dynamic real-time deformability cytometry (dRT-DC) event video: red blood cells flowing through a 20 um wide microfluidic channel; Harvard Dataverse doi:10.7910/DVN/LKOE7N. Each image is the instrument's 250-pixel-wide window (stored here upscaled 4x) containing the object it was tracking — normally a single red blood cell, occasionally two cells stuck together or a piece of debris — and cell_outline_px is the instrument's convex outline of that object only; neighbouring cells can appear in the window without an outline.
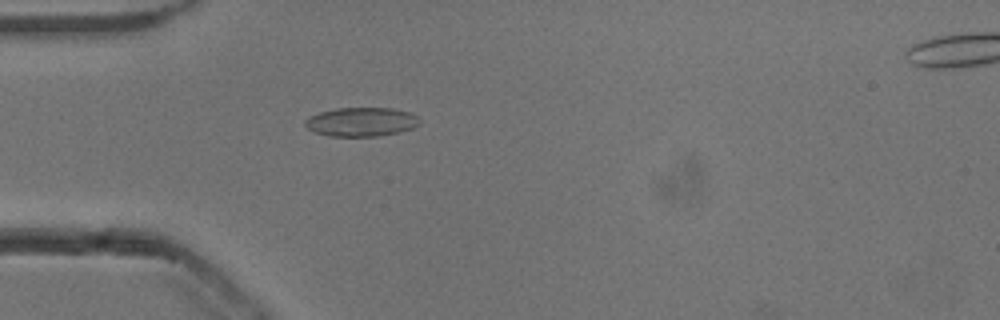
{"species": "common noctule bat (a hibernating species)", "species_latin": "Nyctalus noctula", "temperature_condition": "cold", "stored_images_in_passage": 47, "camera_frame_rate_fps": 3000, "um_per_image_px": 0.085, "animal": {"sex": "male", "body_mass_g": 13.3}, "frame": {"image": 1, "passage_image": 9, "time_ms": 2.667, "image_size_px": [1000, 320], "cell_outline_px": [[420, 124], [412, 128], [396, 132], [376, 136], [332, 136], [316, 132], [308, 128], [304, 124], [304, 120], [320, 112], [336, 108], [392, 108], [412, 112], [420, 120]], "centroid_in_image_um": [30.74, 10.34], "position_along_channel_um": 54.3, "area_um2": 19.13}}
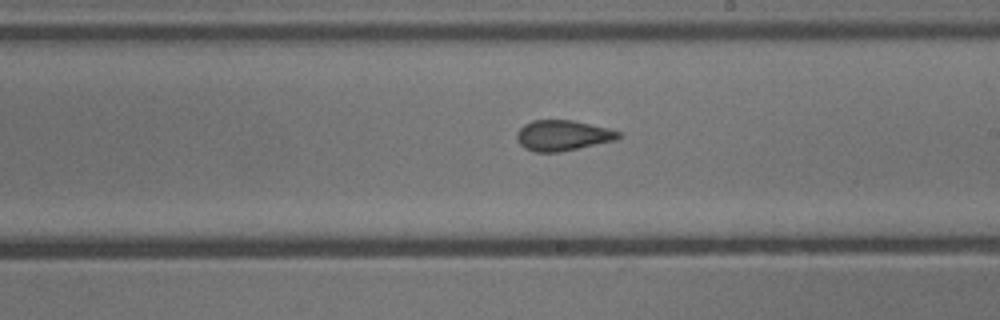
{"frame": {"image": 2, "passage_image": 24, "time_ms": 7.667, "image_size_px": [1000, 320], "cell_outline_px": [[620, 136], [616, 140], [560, 152], [536, 152], [524, 148], [520, 144], [516, 136], [516, 132], [524, 124], [532, 120], [572, 120], [608, 128], [620, 132]], "centroid_in_image_um": [47.8, 11.51], "position_along_channel_um": 241.2, "area_um2": 18.03}}
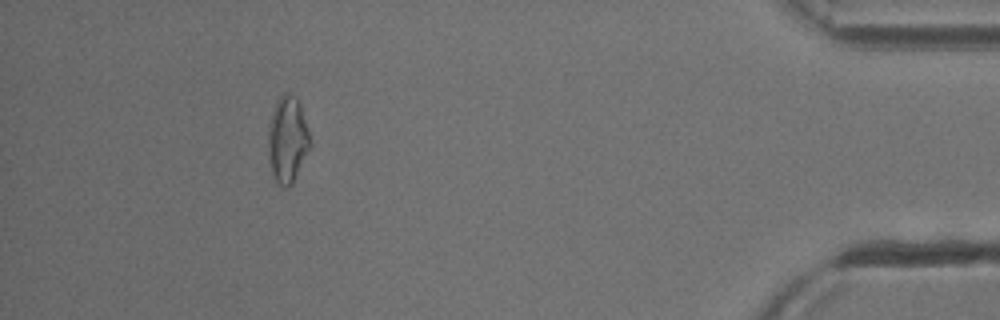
{"frame": {"image": 3, "passage_image": 42, "time_ms": 13.667, "image_size_px": [1000, 320], "cell_outline_px": [[308, 148], [292, 184], [288, 188], [284, 188], [276, 184], [272, 172], [268, 156], [268, 128], [272, 112], [276, 100], [284, 92], [288, 92], [296, 96], [300, 100], [308, 132]], "centroid_in_image_um": [24.39, 11.83], "position_along_channel_um": 410.8, "area_um2": 20.92}, "authors_computed_cell_mechanics": {"area_um2": 18.785, "velocity_mm_per_s": 3.8506, "shape_relaxation_time_tau1_ms": null, "shape_relaxation_time_tau2_ms": 2.014, "deformation_change_tau1": null, "deformation_change_tau2": 0.0824}}